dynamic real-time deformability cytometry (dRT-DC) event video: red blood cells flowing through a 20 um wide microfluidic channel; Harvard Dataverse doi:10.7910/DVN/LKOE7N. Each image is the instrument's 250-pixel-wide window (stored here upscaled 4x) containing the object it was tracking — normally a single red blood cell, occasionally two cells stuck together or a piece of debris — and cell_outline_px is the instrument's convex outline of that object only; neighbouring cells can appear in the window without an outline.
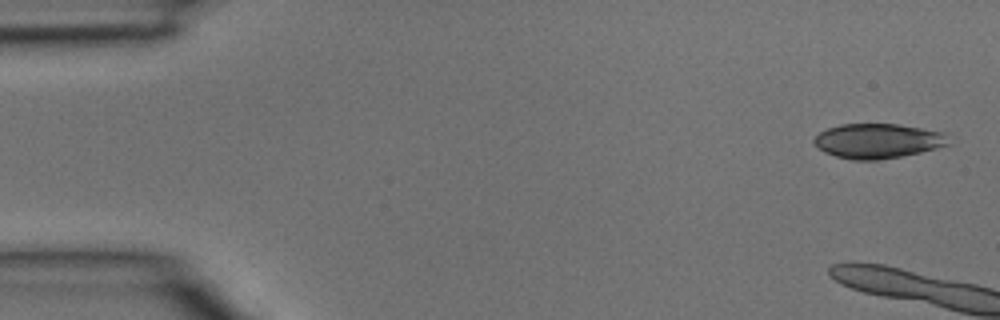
{"species": "common noctule bat (a hibernating species)", "species_latin": "Nyctalus noctula", "temperature_condition": "room temperature", "stored_images_in_passage": 4, "camera_frame_rate_fps": 3000, "um_per_image_px": 0.085, "animal": {"sex": "male", "body_mass_g": 15.6}, "frame": {"image": 1, "passage_image": 1, "time_ms": 0.0, "image_size_px": [1000, 320], "cell_outline_px": [[952, 144], [920, 152], [900, 156], [876, 160], [852, 160], [836, 156], [824, 152], [812, 140], [820, 132], [828, 128], [840, 124], [900, 124], [944, 132]], "centroid_in_image_um": [74.64, 11.97], "position_along_channel_um": 10.4, "area_um2": 27.17}}